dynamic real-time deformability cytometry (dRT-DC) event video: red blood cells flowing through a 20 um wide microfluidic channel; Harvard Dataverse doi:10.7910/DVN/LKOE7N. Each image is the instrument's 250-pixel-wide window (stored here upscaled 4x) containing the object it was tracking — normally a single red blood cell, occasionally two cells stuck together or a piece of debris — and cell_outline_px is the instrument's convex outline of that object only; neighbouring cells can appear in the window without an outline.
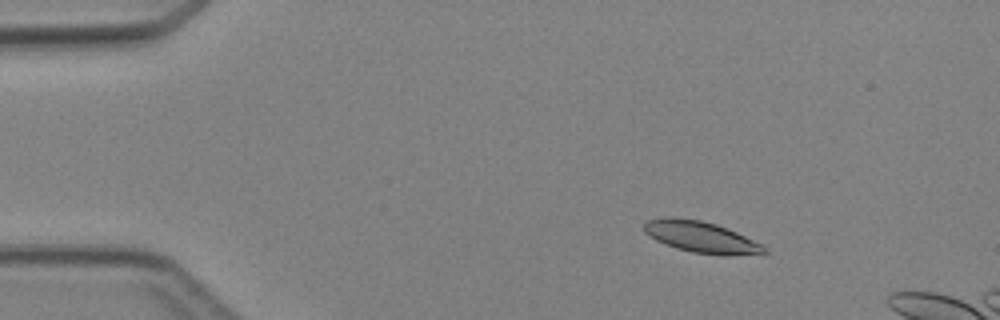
{"species": "Egyptian fruit bat (a non-hibernating species)", "species_latin": "Rousettus aegyptiacus", "temperature_condition": "cold", "stored_images_in_passage": 4, "camera_frame_rate_fps": 3000, "um_per_image_px": 0.085, "animal": {"sex": "female"}, "frame": {"image": 1, "passage_image": 1, "time_ms": 0.0, "image_size_px": [1000, 320], "cell_outline_px": [[768, 252], [728, 256], [720, 256], [692, 252], [676, 248], [656, 240], [644, 232], [644, 224], [648, 220], [668, 216], [672, 216], [700, 220], [716, 224], [728, 228], [764, 244], [768, 248]], "centroid_in_image_um": [59.63, 20.15], "position_along_channel_um": 25.4, "area_um2": 22.2}}